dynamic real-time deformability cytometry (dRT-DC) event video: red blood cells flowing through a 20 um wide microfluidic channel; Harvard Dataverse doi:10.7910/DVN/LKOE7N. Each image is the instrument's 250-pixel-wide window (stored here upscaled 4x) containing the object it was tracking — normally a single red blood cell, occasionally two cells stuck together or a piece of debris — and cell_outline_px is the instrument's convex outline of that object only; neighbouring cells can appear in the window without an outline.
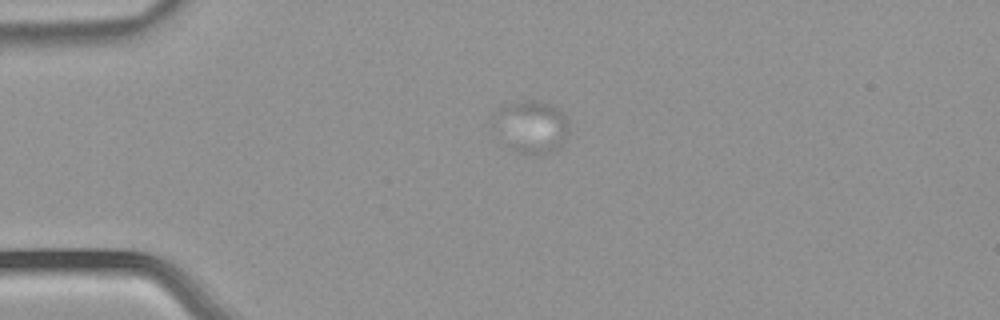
{"species": "common noctule bat (a hibernating species)", "species_latin": "Nyctalus noctula", "temperature_condition": "warm", "stored_images_in_passage": 3, "camera_frame_rate_fps": 3000, "um_per_image_px": 0.085, "animal": {"sex": "male", "body_mass_g": 21.5, "forearm_length_mm": 52.0}, "frame": {"image": 1, "passage_image": 2, "time_ms": 0.333, "image_size_px": [1000, 320], "cell_outline_px": [[568, 132], [564, 140], [556, 148], [540, 156], [536, 156], [516, 152], [512, 148], [492, 124], [492, 116], [504, 104], [524, 100], [528, 100], [548, 104], [564, 112], [568, 120]], "centroid_in_image_um": [45.16, 10.76], "position_along_channel_um": 39.8, "area_um2": 22.83}}